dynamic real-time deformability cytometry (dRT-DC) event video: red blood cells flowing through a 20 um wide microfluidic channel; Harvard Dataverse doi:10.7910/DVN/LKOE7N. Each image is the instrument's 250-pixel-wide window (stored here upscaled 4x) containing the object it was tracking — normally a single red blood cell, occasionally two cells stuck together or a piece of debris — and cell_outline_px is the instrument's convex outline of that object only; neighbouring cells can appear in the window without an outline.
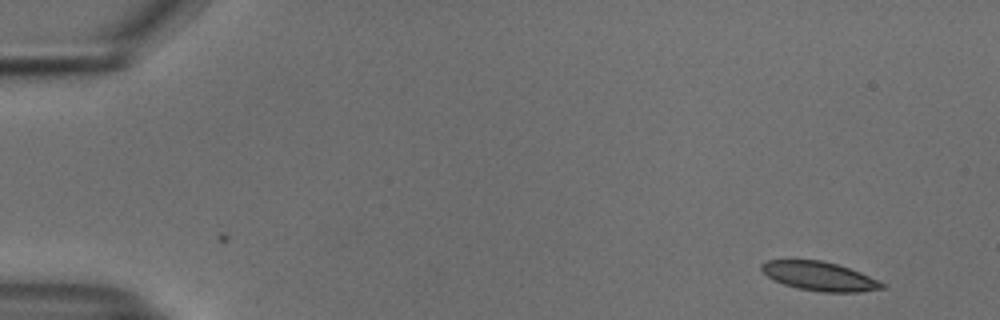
{"species": "common noctule bat (a hibernating species)", "species_latin": "Nyctalus noctula", "temperature_condition": "cold", "stored_images_in_passage": 51, "camera_frame_rate_fps": 3000, "um_per_image_px": 0.085, "animal": {"sex": "male", "body_mass_g": 18.8}, "frame": {"image": 1, "passage_image": 1, "time_ms": 0.0, "image_size_px": [1000, 320], "cell_outline_px": [[884, 288], [860, 292], [820, 292], [796, 288], [784, 284], [768, 276], [760, 268], [760, 264], [764, 260], [820, 260], [836, 264], [860, 272], [884, 284]], "centroid_in_image_um": [69.61, 23.48], "position_along_channel_um": 15.4, "area_um2": 20.11}}
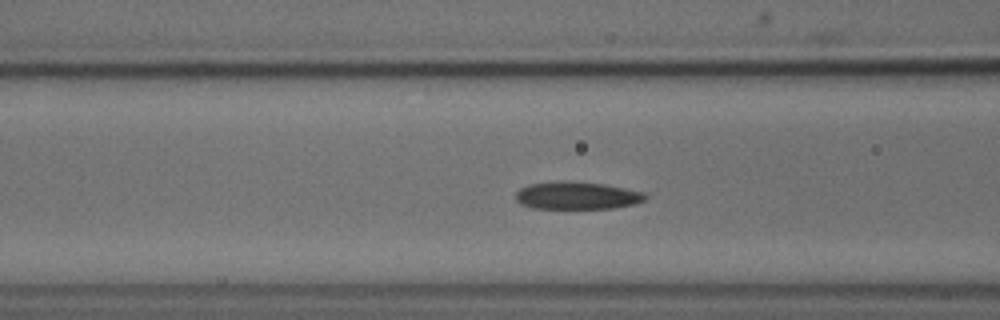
{"frame": {"image": 2, "passage_image": 19, "time_ms": 6.0, "image_size_px": [1000, 320], "cell_outline_px": [[648, 196], [644, 200], [632, 204], [612, 208], [532, 208], [520, 204], [516, 200], [516, 192], [520, 188], [528, 184], [604, 184], [644, 192]], "centroid_in_image_um": [49.06, 16.67], "position_along_channel_um": 117.5, "area_um2": 19.71}}
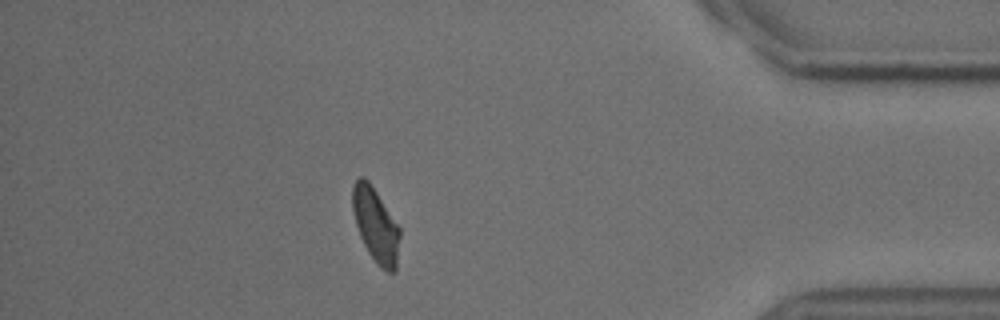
{"frame": {"image": 3, "passage_image": 45, "time_ms": 14.667, "image_size_px": [1000, 320], "cell_outline_px": [[400, 236], [396, 272], [388, 272], [380, 268], [376, 264], [368, 252], [360, 236], [356, 224], [352, 208], [352, 184], [360, 176], [364, 176], [368, 180], [400, 228]], "centroid_in_image_um": [31.93, 19.15], "position_along_channel_um": 403.3, "area_um2": 20.46}, "authors_computed_cell_mechanics": {"area_um2": 21.2704, "velocity_mm_per_s": 3.7219, "shape_relaxation_time_tau1_ms": 3.2745, "shape_relaxation_time_tau2_ms": 2.8947, "deformation_change_tau1": 0.1282, "deformation_change_tau2": 0.0661}}